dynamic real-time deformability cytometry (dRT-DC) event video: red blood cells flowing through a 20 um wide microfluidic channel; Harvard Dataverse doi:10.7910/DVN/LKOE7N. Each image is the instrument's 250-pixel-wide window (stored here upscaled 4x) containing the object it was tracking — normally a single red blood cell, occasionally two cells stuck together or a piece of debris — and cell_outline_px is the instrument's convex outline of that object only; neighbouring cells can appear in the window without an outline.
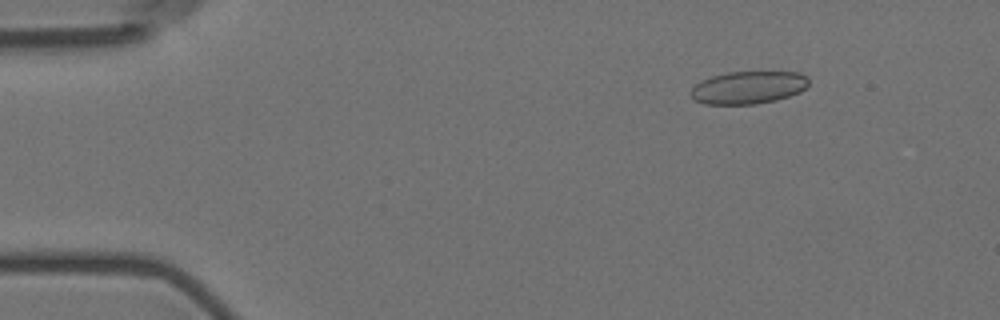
{"species": "Egyptian fruit bat (a non-hibernating species)", "species_latin": "Rousettus aegyptiacus", "temperature_condition": "room temperature", "stored_images_in_passage": 55, "camera_frame_rate_fps": 3000, "um_per_image_px": 0.085, "animal": {"sex": "female"}, "frame": {"image": 1, "passage_image": 6, "time_ms": 1.667, "image_size_px": [1000, 320], "cell_outline_px": [[808, 84], [800, 92], [776, 100], [756, 104], [704, 104], [692, 100], [688, 92], [696, 84], [712, 76], [728, 72], [800, 72], [808, 76]], "centroid_in_image_um": [63.58, 7.44], "position_along_channel_um": 21.4, "area_um2": 22.54}}
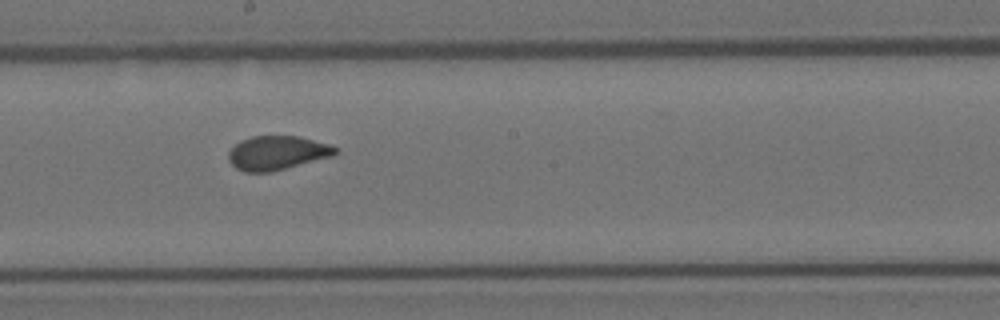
{"frame": {"image": 2, "passage_image": 30, "time_ms": 9.667, "image_size_px": [1000, 320], "cell_outline_px": [[340, 152], [332, 156], [272, 172], [244, 172], [236, 168], [228, 160], [228, 152], [240, 140], [252, 136], [300, 136], [328, 144], [340, 148]], "centroid_in_image_um": [23.57, 12.99], "position_along_channel_um": 224.6, "area_um2": 21.33}}
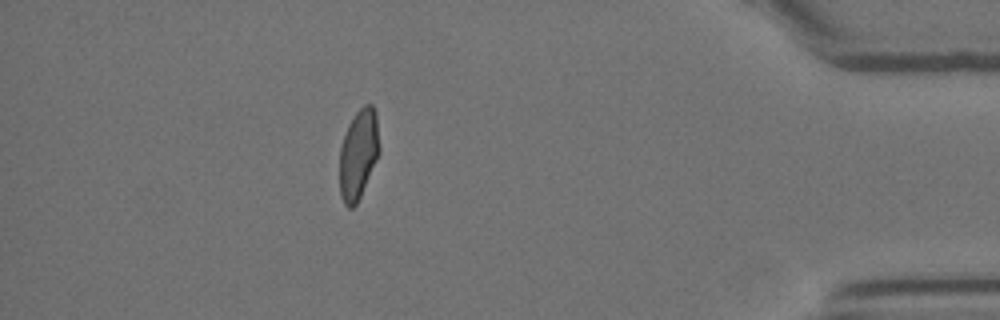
{"frame": {"image": 3, "passage_image": 49, "time_ms": 16.0, "image_size_px": [1000, 320], "cell_outline_px": [[380, 152], [360, 196], [356, 204], [352, 208], [348, 208], [344, 204], [340, 196], [340, 148], [348, 124], [356, 112], [364, 104], [372, 104], [376, 112], [380, 148]], "centroid_in_image_um": [30.47, 13.09], "position_along_channel_um": 404.7, "area_um2": 20.81}, "authors_computed_cell_mechanics": {"area_um2": 21.6172, "velocity_mm_per_s": 3.5837, "shape_relaxation_time_tau1_ms": 9.8367, "shape_relaxation_time_tau2_ms": 0.9949, "deformation_change_tau1": 0.1685, "deformation_change_tau2": 0.0384}}